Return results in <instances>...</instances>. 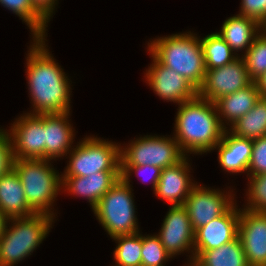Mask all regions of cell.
I'll return each mask as SVG.
<instances>
[{"label":"cell","instance_id":"1","mask_svg":"<svg viewBox=\"0 0 266 266\" xmlns=\"http://www.w3.org/2000/svg\"><path fill=\"white\" fill-rule=\"evenodd\" d=\"M31 40L33 42L30 43L25 57L27 68L25 73L31 97L30 108H33L27 113L70 112L72 81L47 48L46 41L48 40L46 38H32Z\"/></svg>","mask_w":266,"mask_h":266},{"label":"cell","instance_id":"2","mask_svg":"<svg viewBox=\"0 0 266 266\" xmlns=\"http://www.w3.org/2000/svg\"><path fill=\"white\" fill-rule=\"evenodd\" d=\"M178 106L173 137L184 154L202 155L213 151L226 130L215 103L196 96Z\"/></svg>","mask_w":266,"mask_h":266},{"label":"cell","instance_id":"3","mask_svg":"<svg viewBox=\"0 0 266 266\" xmlns=\"http://www.w3.org/2000/svg\"><path fill=\"white\" fill-rule=\"evenodd\" d=\"M153 39L147 43L148 53L198 90L206 72L200 36L188 31Z\"/></svg>","mask_w":266,"mask_h":266},{"label":"cell","instance_id":"4","mask_svg":"<svg viewBox=\"0 0 266 266\" xmlns=\"http://www.w3.org/2000/svg\"><path fill=\"white\" fill-rule=\"evenodd\" d=\"M48 159H14L13 169L18 174L29 207L35 213L57 216L56 197L62 191V175Z\"/></svg>","mask_w":266,"mask_h":266},{"label":"cell","instance_id":"5","mask_svg":"<svg viewBox=\"0 0 266 266\" xmlns=\"http://www.w3.org/2000/svg\"><path fill=\"white\" fill-rule=\"evenodd\" d=\"M55 220L44 213L8 219L0 236V266H16L32 255L48 236Z\"/></svg>","mask_w":266,"mask_h":266},{"label":"cell","instance_id":"6","mask_svg":"<svg viewBox=\"0 0 266 266\" xmlns=\"http://www.w3.org/2000/svg\"><path fill=\"white\" fill-rule=\"evenodd\" d=\"M131 186L130 181L120 178L92 209L111 239L141 232Z\"/></svg>","mask_w":266,"mask_h":266},{"label":"cell","instance_id":"7","mask_svg":"<svg viewBox=\"0 0 266 266\" xmlns=\"http://www.w3.org/2000/svg\"><path fill=\"white\" fill-rule=\"evenodd\" d=\"M67 154L62 177H87L101 171H121V143L90 135L77 141Z\"/></svg>","mask_w":266,"mask_h":266},{"label":"cell","instance_id":"8","mask_svg":"<svg viewBox=\"0 0 266 266\" xmlns=\"http://www.w3.org/2000/svg\"><path fill=\"white\" fill-rule=\"evenodd\" d=\"M185 157L173 135H144L120 146L121 165H152L163 169Z\"/></svg>","mask_w":266,"mask_h":266},{"label":"cell","instance_id":"9","mask_svg":"<svg viewBox=\"0 0 266 266\" xmlns=\"http://www.w3.org/2000/svg\"><path fill=\"white\" fill-rule=\"evenodd\" d=\"M221 190L197 183L183 206L187 210L194 231L223 215L236 201L233 189Z\"/></svg>","mask_w":266,"mask_h":266},{"label":"cell","instance_id":"10","mask_svg":"<svg viewBox=\"0 0 266 266\" xmlns=\"http://www.w3.org/2000/svg\"><path fill=\"white\" fill-rule=\"evenodd\" d=\"M252 82L246 63L240 56L225 66L206 70L203 82L197 90V96L215 102L220 97L235 93Z\"/></svg>","mask_w":266,"mask_h":266},{"label":"cell","instance_id":"11","mask_svg":"<svg viewBox=\"0 0 266 266\" xmlns=\"http://www.w3.org/2000/svg\"><path fill=\"white\" fill-rule=\"evenodd\" d=\"M10 125L14 159H45L44 114L23 112Z\"/></svg>","mask_w":266,"mask_h":266},{"label":"cell","instance_id":"12","mask_svg":"<svg viewBox=\"0 0 266 266\" xmlns=\"http://www.w3.org/2000/svg\"><path fill=\"white\" fill-rule=\"evenodd\" d=\"M156 235L172 258L186 252L189 259L194 258L195 231L183 205L170 206Z\"/></svg>","mask_w":266,"mask_h":266},{"label":"cell","instance_id":"13","mask_svg":"<svg viewBox=\"0 0 266 266\" xmlns=\"http://www.w3.org/2000/svg\"><path fill=\"white\" fill-rule=\"evenodd\" d=\"M150 66L145 70L144 78L155 95L161 100L173 102L176 105L194 99L197 89L182 75L159 63L151 54Z\"/></svg>","mask_w":266,"mask_h":266},{"label":"cell","instance_id":"14","mask_svg":"<svg viewBox=\"0 0 266 266\" xmlns=\"http://www.w3.org/2000/svg\"><path fill=\"white\" fill-rule=\"evenodd\" d=\"M238 237L249 266L266 264V212L240 208Z\"/></svg>","mask_w":266,"mask_h":266},{"label":"cell","instance_id":"15","mask_svg":"<svg viewBox=\"0 0 266 266\" xmlns=\"http://www.w3.org/2000/svg\"><path fill=\"white\" fill-rule=\"evenodd\" d=\"M234 203L223 215L195 231L194 251L219 248L238 237L240 208Z\"/></svg>","mask_w":266,"mask_h":266},{"label":"cell","instance_id":"16","mask_svg":"<svg viewBox=\"0 0 266 266\" xmlns=\"http://www.w3.org/2000/svg\"><path fill=\"white\" fill-rule=\"evenodd\" d=\"M186 156L178 164L171 167L163 168L161 171L158 184L154 191L155 196L165 200L171 206L183 205L191 192L192 188L197 184L191 177V163ZM196 182V183H195Z\"/></svg>","mask_w":266,"mask_h":266},{"label":"cell","instance_id":"17","mask_svg":"<svg viewBox=\"0 0 266 266\" xmlns=\"http://www.w3.org/2000/svg\"><path fill=\"white\" fill-rule=\"evenodd\" d=\"M70 114L71 111L44 114L45 159L57 161L73 149L76 132Z\"/></svg>","mask_w":266,"mask_h":266},{"label":"cell","instance_id":"18","mask_svg":"<svg viewBox=\"0 0 266 266\" xmlns=\"http://www.w3.org/2000/svg\"><path fill=\"white\" fill-rule=\"evenodd\" d=\"M121 178V171H101L87 177H62V192L87 199L93 209Z\"/></svg>","mask_w":266,"mask_h":266},{"label":"cell","instance_id":"19","mask_svg":"<svg viewBox=\"0 0 266 266\" xmlns=\"http://www.w3.org/2000/svg\"><path fill=\"white\" fill-rule=\"evenodd\" d=\"M253 140L236 137L227 129L213 150H218L220 167L230 173H246L250 164Z\"/></svg>","mask_w":266,"mask_h":266},{"label":"cell","instance_id":"20","mask_svg":"<svg viewBox=\"0 0 266 266\" xmlns=\"http://www.w3.org/2000/svg\"><path fill=\"white\" fill-rule=\"evenodd\" d=\"M260 32L261 24L259 22L253 18L237 14L224 20L220 31L217 33L238 57L240 55L242 57Z\"/></svg>","mask_w":266,"mask_h":266},{"label":"cell","instance_id":"21","mask_svg":"<svg viewBox=\"0 0 266 266\" xmlns=\"http://www.w3.org/2000/svg\"><path fill=\"white\" fill-rule=\"evenodd\" d=\"M259 98L260 93L254 81L235 93L220 97L214 103L221 125L228 129L238 119L248 113Z\"/></svg>","mask_w":266,"mask_h":266},{"label":"cell","instance_id":"22","mask_svg":"<svg viewBox=\"0 0 266 266\" xmlns=\"http://www.w3.org/2000/svg\"><path fill=\"white\" fill-rule=\"evenodd\" d=\"M0 211L8 219L35 214L27 203L21 180L14 169L0 177Z\"/></svg>","mask_w":266,"mask_h":266},{"label":"cell","instance_id":"23","mask_svg":"<svg viewBox=\"0 0 266 266\" xmlns=\"http://www.w3.org/2000/svg\"><path fill=\"white\" fill-rule=\"evenodd\" d=\"M194 258L204 266H249L239 237L207 251H194Z\"/></svg>","mask_w":266,"mask_h":266},{"label":"cell","instance_id":"24","mask_svg":"<svg viewBox=\"0 0 266 266\" xmlns=\"http://www.w3.org/2000/svg\"><path fill=\"white\" fill-rule=\"evenodd\" d=\"M227 130L244 139L255 140L266 136V98L260 96L254 107Z\"/></svg>","mask_w":266,"mask_h":266},{"label":"cell","instance_id":"25","mask_svg":"<svg viewBox=\"0 0 266 266\" xmlns=\"http://www.w3.org/2000/svg\"><path fill=\"white\" fill-rule=\"evenodd\" d=\"M206 70L219 68L233 62L238 56L217 32L200 38Z\"/></svg>","mask_w":266,"mask_h":266},{"label":"cell","instance_id":"26","mask_svg":"<svg viewBox=\"0 0 266 266\" xmlns=\"http://www.w3.org/2000/svg\"><path fill=\"white\" fill-rule=\"evenodd\" d=\"M0 5L29 27L32 38H47L48 22L33 8L30 0H0Z\"/></svg>","mask_w":266,"mask_h":266},{"label":"cell","instance_id":"27","mask_svg":"<svg viewBox=\"0 0 266 266\" xmlns=\"http://www.w3.org/2000/svg\"><path fill=\"white\" fill-rule=\"evenodd\" d=\"M117 243L113 251L116 266H141L142 234L135 233L113 238Z\"/></svg>","mask_w":266,"mask_h":266},{"label":"cell","instance_id":"28","mask_svg":"<svg viewBox=\"0 0 266 266\" xmlns=\"http://www.w3.org/2000/svg\"><path fill=\"white\" fill-rule=\"evenodd\" d=\"M242 58L253 81L266 71V36L262 31L254 39Z\"/></svg>","mask_w":266,"mask_h":266},{"label":"cell","instance_id":"29","mask_svg":"<svg viewBox=\"0 0 266 266\" xmlns=\"http://www.w3.org/2000/svg\"><path fill=\"white\" fill-rule=\"evenodd\" d=\"M141 255V266H165L172 259L156 234H142Z\"/></svg>","mask_w":266,"mask_h":266},{"label":"cell","instance_id":"30","mask_svg":"<svg viewBox=\"0 0 266 266\" xmlns=\"http://www.w3.org/2000/svg\"><path fill=\"white\" fill-rule=\"evenodd\" d=\"M245 205L242 208L253 212H266V173L247 176ZM247 203V204H246Z\"/></svg>","mask_w":266,"mask_h":266},{"label":"cell","instance_id":"31","mask_svg":"<svg viewBox=\"0 0 266 266\" xmlns=\"http://www.w3.org/2000/svg\"><path fill=\"white\" fill-rule=\"evenodd\" d=\"M266 173V136L253 140L247 176Z\"/></svg>","mask_w":266,"mask_h":266},{"label":"cell","instance_id":"32","mask_svg":"<svg viewBox=\"0 0 266 266\" xmlns=\"http://www.w3.org/2000/svg\"><path fill=\"white\" fill-rule=\"evenodd\" d=\"M161 171L162 169L159 168V167H156V166H152V165H121V178L124 180V181H130L132 182L130 179V176L132 177V174L135 173V175L137 177H139V175L141 173L147 175L149 174L148 177L149 179L151 178V180H149L152 184V188H153V191H155L156 189V186L158 184V180L160 178V175H161ZM142 174V176H143ZM144 175V176H145ZM147 178V180H148ZM142 182H144L145 180H142L140 179ZM146 180V181H147Z\"/></svg>","mask_w":266,"mask_h":266},{"label":"cell","instance_id":"33","mask_svg":"<svg viewBox=\"0 0 266 266\" xmlns=\"http://www.w3.org/2000/svg\"><path fill=\"white\" fill-rule=\"evenodd\" d=\"M14 155L12 140L6 129L0 128V177L13 169Z\"/></svg>","mask_w":266,"mask_h":266},{"label":"cell","instance_id":"34","mask_svg":"<svg viewBox=\"0 0 266 266\" xmlns=\"http://www.w3.org/2000/svg\"><path fill=\"white\" fill-rule=\"evenodd\" d=\"M238 15L250 17L261 24L266 22V0H241Z\"/></svg>","mask_w":266,"mask_h":266},{"label":"cell","instance_id":"35","mask_svg":"<svg viewBox=\"0 0 266 266\" xmlns=\"http://www.w3.org/2000/svg\"><path fill=\"white\" fill-rule=\"evenodd\" d=\"M33 8L49 23L55 13L58 0H30Z\"/></svg>","mask_w":266,"mask_h":266},{"label":"cell","instance_id":"36","mask_svg":"<svg viewBox=\"0 0 266 266\" xmlns=\"http://www.w3.org/2000/svg\"><path fill=\"white\" fill-rule=\"evenodd\" d=\"M261 97L266 98V71L254 80Z\"/></svg>","mask_w":266,"mask_h":266},{"label":"cell","instance_id":"37","mask_svg":"<svg viewBox=\"0 0 266 266\" xmlns=\"http://www.w3.org/2000/svg\"><path fill=\"white\" fill-rule=\"evenodd\" d=\"M8 218L0 211V236L4 233V229Z\"/></svg>","mask_w":266,"mask_h":266},{"label":"cell","instance_id":"38","mask_svg":"<svg viewBox=\"0 0 266 266\" xmlns=\"http://www.w3.org/2000/svg\"><path fill=\"white\" fill-rule=\"evenodd\" d=\"M185 266H204L199 260L196 258H188L187 264L185 263Z\"/></svg>","mask_w":266,"mask_h":266},{"label":"cell","instance_id":"39","mask_svg":"<svg viewBox=\"0 0 266 266\" xmlns=\"http://www.w3.org/2000/svg\"><path fill=\"white\" fill-rule=\"evenodd\" d=\"M261 31L265 34L266 36V22L261 26Z\"/></svg>","mask_w":266,"mask_h":266}]
</instances>
